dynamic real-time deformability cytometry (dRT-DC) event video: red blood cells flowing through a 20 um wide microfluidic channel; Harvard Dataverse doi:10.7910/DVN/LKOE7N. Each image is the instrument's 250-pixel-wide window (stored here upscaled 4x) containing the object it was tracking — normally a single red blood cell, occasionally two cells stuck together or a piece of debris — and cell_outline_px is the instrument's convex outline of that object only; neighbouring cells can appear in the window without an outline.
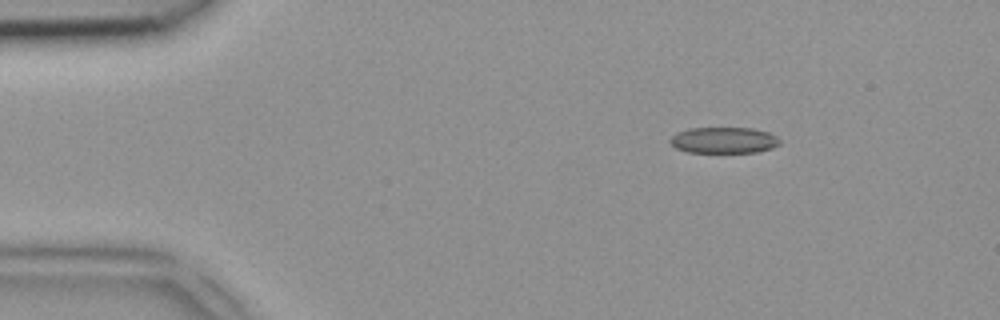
{"species": "common noctule bat (a hibernating species)", "species_latin": "Nyctalus noctula", "temperature_condition": "room temperature", "stored_images_in_passage": 42, "camera_frame_rate_fps": 3000, "um_per_image_px": 0.085, "animal": {"sex": "female", "body_mass_g": 18.4}, "frame": {"image": 1, "passage_image": 2, "time_ms": 0.333, "image_size_px": [1000, 320], "cell_outline_px": [[780, 144], [772, 148], [756, 152], [688, 152], [676, 148], [668, 140], [676, 132], [688, 128], [752, 128], [768, 132], [776, 136], [780, 140]], "centroid_in_image_um": [61.51, 11.91], "position_along_channel_um": 23.5, "area_um2": 16.7}}
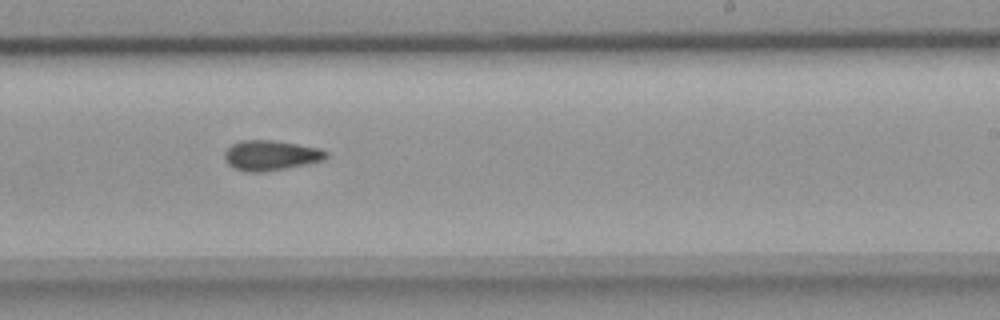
{"frame": {"image": 2, "passage_image": 24, "time_ms": 7.667, "image_size_px": [1000, 320], "cell_outline_px": [[328, 156], [324, 160], [264, 172], [244, 172], [228, 164], [224, 160], [224, 152], [232, 144], [240, 140], [272, 140], [320, 148], [328, 152]], "centroid_in_image_um": [22.99, 13.2], "position_along_channel_um": 266.0, "area_um2": 17.74}}
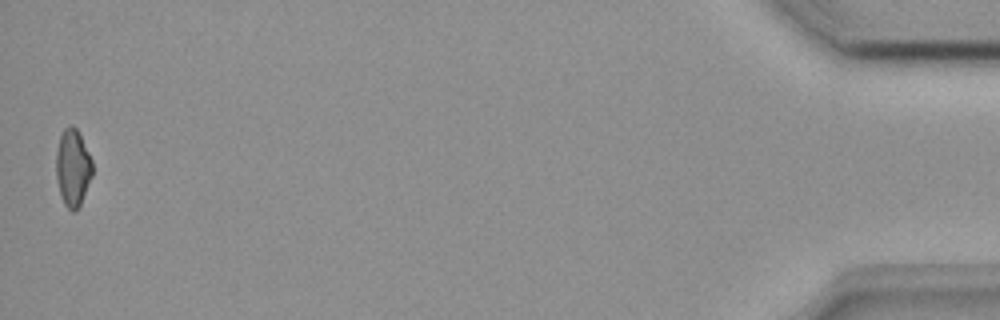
{"frame": {"image": 3, "passage_image": 42, "time_ms": 13.667, "image_size_px": [1000, 320], "cell_outline_px": [[92, 176], [80, 204], [72, 212], [64, 204], [60, 196], [56, 176], [56, 152], [60, 136], [64, 128], [68, 124], [72, 124], [76, 128], [92, 160]], "centroid_in_image_um": [6.17, 14.24], "position_along_channel_um": 429.0, "area_um2": 16.18}}